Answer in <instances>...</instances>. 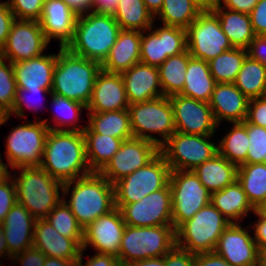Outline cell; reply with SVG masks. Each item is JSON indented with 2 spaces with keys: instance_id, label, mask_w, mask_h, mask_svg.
Here are the masks:
<instances>
[{
  "instance_id": "cell-1",
  "label": "cell",
  "mask_w": 266,
  "mask_h": 266,
  "mask_svg": "<svg viewBox=\"0 0 266 266\" xmlns=\"http://www.w3.org/2000/svg\"><path fill=\"white\" fill-rule=\"evenodd\" d=\"M40 167L61 183L93 173L86 158L84 133L49 130Z\"/></svg>"
},
{
  "instance_id": "cell-2",
  "label": "cell",
  "mask_w": 266,
  "mask_h": 266,
  "mask_svg": "<svg viewBox=\"0 0 266 266\" xmlns=\"http://www.w3.org/2000/svg\"><path fill=\"white\" fill-rule=\"evenodd\" d=\"M72 185L73 189L67 203L64 197L69 193ZM61 192L62 200L83 229L98 217L116 208L114 186L98 172L63 183Z\"/></svg>"
},
{
  "instance_id": "cell-3",
  "label": "cell",
  "mask_w": 266,
  "mask_h": 266,
  "mask_svg": "<svg viewBox=\"0 0 266 266\" xmlns=\"http://www.w3.org/2000/svg\"><path fill=\"white\" fill-rule=\"evenodd\" d=\"M121 27L110 13L91 11L78 15L69 52L102 64L115 44Z\"/></svg>"
},
{
  "instance_id": "cell-4",
  "label": "cell",
  "mask_w": 266,
  "mask_h": 266,
  "mask_svg": "<svg viewBox=\"0 0 266 266\" xmlns=\"http://www.w3.org/2000/svg\"><path fill=\"white\" fill-rule=\"evenodd\" d=\"M100 70L99 62L77 56L60 47L54 70L52 94L87 106Z\"/></svg>"
},
{
  "instance_id": "cell-5",
  "label": "cell",
  "mask_w": 266,
  "mask_h": 266,
  "mask_svg": "<svg viewBox=\"0 0 266 266\" xmlns=\"http://www.w3.org/2000/svg\"><path fill=\"white\" fill-rule=\"evenodd\" d=\"M16 169L21 170L20 177L11 176L14 180L17 203L22 204L36 220L45 219L62 200L59 188L62 189L63 183L52 178L40 166Z\"/></svg>"
},
{
  "instance_id": "cell-6",
  "label": "cell",
  "mask_w": 266,
  "mask_h": 266,
  "mask_svg": "<svg viewBox=\"0 0 266 266\" xmlns=\"http://www.w3.org/2000/svg\"><path fill=\"white\" fill-rule=\"evenodd\" d=\"M176 246L173 225L140 226L126 225L118 260L122 264L148 258L163 257Z\"/></svg>"
},
{
  "instance_id": "cell-7",
  "label": "cell",
  "mask_w": 266,
  "mask_h": 266,
  "mask_svg": "<svg viewBox=\"0 0 266 266\" xmlns=\"http://www.w3.org/2000/svg\"><path fill=\"white\" fill-rule=\"evenodd\" d=\"M211 203L176 230V246L193 254L214 252L222 232L230 225Z\"/></svg>"
},
{
  "instance_id": "cell-8",
  "label": "cell",
  "mask_w": 266,
  "mask_h": 266,
  "mask_svg": "<svg viewBox=\"0 0 266 266\" xmlns=\"http://www.w3.org/2000/svg\"><path fill=\"white\" fill-rule=\"evenodd\" d=\"M127 110L134 138L150 141L160 148L176 132L174 111L169 97L161 96L132 103ZM151 133H158L163 139L155 138Z\"/></svg>"
},
{
  "instance_id": "cell-9",
  "label": "cell",
  "mask_w": 266,
  "mask_h": 266,
  "mask_svg": "<svg viewBox=\"0 0 266 266\" xmlns=\"http://www.w3.org/2000/svg\"><path fill=\"white\" fill-rule=\"evenodd\" d=\"M170 167L159 152L149 163L113 184L115 204H131L169 183Z\"/></svg>"
},
{
  "instance_id": "cell-10",
  "label": "cell",
  "mask_w": 266,
  "mask_h": 266,
  "mask_svg": "<svg viewBox=\"0 0 266 266\" xmlns=\"http://www.w3.org/2000/svg\"><path fill=\"white\" fill-rule=\"evenodd\" d=\"M169 187L172 199V224L175 230L210 203L211 193L193 170H171Z\"/></svg>"
},
{
  "instance_id": "cell-11",
  "label": "cell",
  "mask_w": 266,
  "mask_h": 266,
  "mask_svg": "<svg viewBox=\"0 0 266 266\" xmlns=\"http://www.w3.org/2000/svg\"><path fill=\"white\" fill-rule=\"evenodd\" d=\"M213 135H192L174 132L159 148L170 170H194L218 153V146L209 139Z\"/></svg>"
},
{
  "instance_id": "cell-12",
  "label": "cell",
  "mask_w": 266,
  "mask_h": 266,
  "mask_svg": "<svg viewBox=\"0 0 266 266\" xmlns=\"http://www.w3.org/2000/svg\"><path fill=\"white\" fill-rule=\"evenodd\" d=\"M48 132L49 128L42 120L13 127L6 139L7 165L12 170L40 166Z\"/></svg>"
},
{
  "instance_id": "cell-13",
  "label": "cell",
  "mask_w": 266,
  "mask_h": 266,
  "mask_svg": "<svg viewBox=\"0 0 266 266\" xmlns=\"http://www.w3.org/2000/svg\"><path fill=\"white\" fill-rule=\"evenodd\" d=\"M186 40L191 57L205 62L233 48L212 10H203L191 22L186 28Z\"/></svg>"
},
{
  "instance_id": "cell-14",
  "label": "cell",
  "mask_w": 266,
  "mask_h": 266,
  "mask_svg": "<svg viewBox=\"0 0 266 266\" xmlns=\"http://www.w3.org/2000/svg\"><path fill=\"white\" fill-rule=\"evenodd\" d=\"M126 225L133 227L172 224V199L169 183L142 200L131 204H115Z\"/></svg>"
},
{
  "instance_id": "cell-15",
  "label": "cell",
  "mask_w": 266,
  "mask_h": 266,
  "mask_svg": "<svg viewBox=\"0 0 266 266\" xmlns=\"http://www.w3.org/2000/svg\"><path fill=\"white\" fill-rule=\"evenodd\" d=\"M48 44L39 21L15 19L0 55L19 63L42 55Z\"/></svg>"
},
{
  "instance_id": "cell-16",
  "label": "cell",
  "mask_w": 266,
  "mask_h": 266,
  "mask_svg": "<svg viewBox=\"0 0 266 266\" xmlns=\"http://www.w3.org/2000/svg\"><path fill=\"white\" fill-rule=\"evenodd\" d=\"M149 31L148 35L141 32V63L159 67L168 57L187 50L186 29L163 25Z\"/></svg>"
},
{
  "instance_id": "cell-17",
  "label": "cell",
  "mask_w": 266,
  "mask_h": 266,
  "mask_svg": "<svg viewBox=\"0 0 266 266\" xmlns=\"http://www.w3.org/2000/svg\"><path fill=\"white\" fill-rule=\"evenodd\" d=\"M158 153L159 147L150 141L134 137L124 140L117 153L99 173L114 184L145 166Z\"/></svg>"
},
{
  "instance_id": "cell-18",
  "label": "cell",
  "mask_w": 266,
  "mask_h": 266,
  "mask_svg": "<svg viewBox=\"0 0 266 266\" xmlns=\"http://www.w3.org/2000/svg\"><path fill=\"white\" fill-rule=\"evenodd\" d=\"M174 111L175 130L192 135H213L218 126L208 102L185 97L169 96Z\"/></svg>"
},
{
  "instance_id": "cell-19",
  "label": "cell",
  "mask_w": 266,
  "mask_h": 266,
  "mask_svg": "<svg viewBox=\"0 0 266 266\" xmlns=\"http://www.w3.org/2000/svg\"><path fill=\"white\" fill-rule=\"evenodd\" d=\"M126 224L119 208L98 217L83 229L82 250L91 246L96 253L119 257L120 243Z\"/></svg>"
},
{
  "instance_id": "cell-20",
  "label": "cell",
  "mask_w": 266,
  "mask_h": 266,
  "mask_svg": "<svg viewBox=\"0 0 266 266\" xmlns=\"http://www.w3.org/2000/svg\"><path fill=\"white\" fill-rule=\"evenodd\" d=\"M214 252L231 266H255L258 264L259 248L240 223H231L219 237Z\"/></svg>"
},
{
  "instance_id": "cell-21",
  "label": "cell",
  "mask_w": 266,
  "mask_h": 266,
  "mask_svg": "<svg viewBox=\"0 0 266 266\" xmlns=\"http://www.w3.org/2000/svg\"><path fill=\"white\" fill-rule=\"evenodd\" d=\"M129 102L120 73L100 70L96 76L91 99L87 105L89 112H106L128 109Z\"/></svg>"
},
{
  "instance_id": "cell-22",
  "label": "cell",
  "mask_w": 266,
  "mask_h": 266,
  "mask_svg": "<svg viewBox=\"0 0 266 266\" xmlns=\"http://www.w3.org/2000/svg\"><path fill=\"white\" fill-rule=\"evenodd\" d=\"M77 17L64 0H46L39 20L46 40L57 39L65 48L72 40Z\"/></svg>"
},
{
  "instance_id": "cell-23",
  "label": "cell",
  "mask_w": 266,
  "mask_h": 266,
  "mask_svg": "<svg viewBox=\"0 0 266 266\" xmlns=\"http://www.w3.org/2000/svg\"><path fill=\"white\" fill-rule=\"evenodd\" d=\"M83 238H67L58 233L46 220H36L33 247L48 257L79 260Z\"/></svg>"
},
{
  "instance_id": "cell-24",
  "label": "cell",
  "mask_w": 266,
  "mask_h": 266,
  "mask_svg": "<svg viewBox=\"0 0 266 266\" xmlns=\"http://www.w3.org/2000/svg\"><path fill=\"white\" fill-rule=\"evenodd\" d=\"M121 76L129 104L164 96L156 66L139 62L121 73Z\"/></svg>"
},
{
  "instance_id": "cell-25",
  "label": "cell",
  "mask_w": 266,
  "mask_h": 266,
  "mask_svg": "<svg viewBox=\"0 0 266 266\" xmlns=\"http://www.w3.org/2000/svg\"><path fill=\"white\" fill-rule=\"evenodd\" d=\"M208 103L218 126L222 119L235 123L247 118L249 99L233 83H217Z\"/></svg>"
},
{
  "instance_id": "cell-26",
  "label": "cell",
  "mask_w": 266,
  "mask_h": 266,
  "mask_svg": "<svg viewBox=\"0 0 266 266\" xmlns=\"http://www.w3.org/2000/svg\"><path fill=\"white\" fill-rule=\"evenodd\" d=\"M35 222L36 219L22 204L16 202L10 209L2 224L12 257L33 247Z\"/></svg>"
},
{
  "instance_id": "cell-27",
  "label": "cell",
  "mask_w": 266,
  "mask_h": 266,
  "mask_svg": "<svg viewBox=\"0 0 266 266\" xmlns=\"http://www.w3.org/2000/svg\"><path fill=\"white\" fill-rule=\"evenodd\" d=\"M57 54H42L13 64L17 89H51Z\"/></svg>"
},
{
  "instance_id": "cell-28",
  "label": "cell",
  "mask_w": 266,
  "mask_h": 266,
  "mask_svg": "<svg viewBox=\"0 0 266 266\" xmlns=\"http://www.w3.org/2000/svg\"><path fill=\"white\" fill-rule=\"evenodd\" d=\"M141 31L121 30L101 69L110 73H123L140 62Z\"/></svg>"
},
{
  "instance_id": "cell-29",
  "label": "cell",
  "mask_w": 266,
  "mask_h": 266,
  "mask_svg": "<svg viewBox=\"0 0 266 266\" xmlns=\"http://www.w3.org/2000/svg\"><path fill=\"white\" fill-rule=\"evenodd\" d=\"M193 171L203 186L212 194L237 180L238 166L217 153L213 158L197 166Z\"/></svg>"
},
{
  "instance_id": "cell-30",
  "label": "cell",
  "mask_w": 266,
  "mask_h": 266,
  "mask_svg": "<svg viewBox=\"0 0 266 266\" xmlns=\"http://www.w3.org/2000/svg\"><path fill=\"white\" fill-rule=\"evenodd\" d=\"M212 11L217 15L221 29L232 47L247 49L256 36L249 14L230 9L226 11L222 6H215Z\"/></svg>"
},
{
  "instance_id": "cell-31",
  "label": "cell",
  "mask_w": 266,
  "mask_h": 266,
  "mask_svg": "<svg viewBox=\"0 0 266 266\" xmlns=\"http://www.w3.org/2000/svg\"><path fill=\"white\" fill-rule=\"evenodd\" d=\"M210 203L217 208L230 223H239L242 218L247 216L249 211H255L248 201L241 184L237 180L224 189L213 192L211 194ZM239 218L241 219L239 220Z\"/></svg>"
},
{
  "instance_id": "cell-32",
  "label": "cell",
  "mask_w": 266,
  "mask_h": 266,
  "mask_svg": "<svg viewBox=\"0 0 266 266\" xmlns=\"http://www.w3.org/2000/svg\"><path fill=\"white\" fill-rule=\"evenodd\" d=\"M217 82L211 75L208 62L194 57L189 58L184 88L180 95L209 102Z\"/></svg>"
},
{
  "instance_id": "cell-33",
  "label": "cell",
  "mask_w": 266,
  "mask_h": 266,
  "mask_svg": "<svg viewBox=\"0 0 266 266\" xmlns=\"http://www.w3.org/2000/svg\"><path fill=\"white\" fill-rule=\"evenodd\" d=\"M86 158L92 172H100L117 153L123 139L94 133L87 125L83 130Z\"/></svg>"
},
{
  "instance_id": "cell-34",
  "label": "cell",
  "mask_w": 266,
  "mask_h": 266,
  "mask_svg": "<svg viewBox=\"0 0 266 266\" xmlns=\"http://www.w3.org/2000/svg\"><path fill=\"white\" fill-rule=\"evenodd\" d=\"M88 127L97 134L127 140L133 138L130 116L127 109L106 112H89Z\"/></svg>"
},
{
  "instance_id": "cell-35",
  "label": "cell",
  "mask_w": 266,
  "mask_h": 266,
  "mask_svg": "<svg viewBox=\"0 0 266 266\" xmlns=\"http://www.w3.org/2000/svg\"><path fill=\"white\" fill-rule=\"evenodd\" d=\"M121 30H149L154 23V15L143 0H119L112 13Z\"/></svg>"
},
{
  "instance_id": "cell-36",
  "label": "cell",
  "mask_w": 266,
  "mask_h": 266,
  "mask_svg": "<svg viewBox=\"0 0 266 266\" xmlns=\"http://www.w3.org/2000/svg\"><path fill=\"white\" fill-rule=\"evenodd\" d=\"M237 181L254 209L266 200V163H243L238 166Z\"/></svg>"
},
{
  "instance_id": "cell-37",
  "label": "cell",
  "mask_w": 266,
  "mask_h": 266,
  "mask_svg": "<svg viewBox=\"0 0 266 266\" xmlns=\"http://www.w3.org/2000/svg\"><path fill=\"white\" fill-rule=\"evenodd\" d=\"M188 50L168 57L158 68L163 95L166 97L180 94L184 88L189 58Z\"/></svg>"
},
{
  "instance_id": "cell-38",
  "label": "cell",
  "mask_w": 266,
  "mask_h": 266,
  "mask_svg": "<svg viewBox=\"0 0 266 266\" xmlns=\"http://www.w3.org/2000/svg\"><path fill=\"white\" fill-rule=\"evenodd\" d=\"M233 84L249 100L266 96V67L247 56Z\"/></svg>"
},
{
  "instance_id": "cell-39",
  "label": "cell",
  "mask_w": 266,
  "mask_h": 266,
  "mask_svg": "<svg viewBox=\"0 0 266 266\" xmlns=\"http://www.w3.org/2000/svg\"><path fill=\"white\" fill-rule=\"evenodd\" d=\"M247 49L232 48L208 62L209 70L217 83H233L240 71Z\"/></svg>"
},
{
  "instance_id": "cell-40",
  "label": "cell",
  "mask_w": 266,
  "mask_h": 266,
  "mask_svg": "<svg viewBox=\"0 0 266 266\" xmlns=\"http://www.w3.org/2000/svg\"><path fill=\"white\" fill-rule=\"evenodd\" d=\"M203 10L193 0H164L160 17L163 25L186 29Z\"/></svg>"
},
{
  "instance_id": "cell-41",
  "label": "cell",
  "mask_w": 266,
  "mask_h": 266,
  "mask_svg": "<svg viewBox=\"0 0 266 266\" xmlns=\"http://www.w3.org/2000/svg\"><path fill=\"white\" fill-rule=\"evenodd\" d=\"M233 124L234 127L219 142L218 153L229 162L240 166L247 158L249 137L243 122H235Z\"/></svg>"
},
{
  "instance_id": "cell-42",
  "label": "cell",
  "mask_w": 266,
  "mask_h": 266,
  "mask_svg": "<svg viewBox=\"0 0 266 266\" xmlns=\"http://www.w3.org/2000/svg\"><path fill=\"white\" fill-rule=\"evenodd\" d=\"M52 96V103L55 108L56 115L54 116V121L56 124L55 127L51 126L47 123L48 119L42 120L46 126L49 128V130H55V131H82L85 129V127L80 129V126L75 125L76 122L79 120V116L81 113V109H87V106L83 105L82 103L78 101H74L71 99H67L63 96H59L57 94H51ZM58 114V115H57ZM61 114V115H60ZM72 125L70 128H65V126ZM75 125V127L73 126ZM59 126V127H57ZM64 127V128H63Z\"/></svg>"
},
{
  "instance_id": "cell-43",
  "label": "cell",
  "mask_w": 266,
  "mask_h": 266,
  "mask_svg": "<svg viewBox=\"0 0 266 266\" xmlns=\"http://www.w3.org/2000/svg\"><path fill=\"white\" fill-rule=\"evenodd\" d=\"M45 219L64 237L83 238V228L63 200L48 213Z\"/></svg>"
},
{
  "instance_id": "cell-44",
  "label": "cell",
  "mask_w": 266,
  "mask_h": 266,
  "mask_svg": "<svg viewBox=\"0 0 266 266\" xmlns=\"http://www.w3.org/2000/svg\"><path fill=\"white\" fill-rule=\"evenodd\" d=\"M0 55V109L8 113L12 109L17 85L14 77L13 64Z\"/></svg>"
},
{
  "instance_id": "cell-45",
  "label": "cell",
  "mask_w": 266,
  "mask_h": 266,
  "mask_svg": "<svg viewBox=\"0 0 266 266\" xmlns=\"http://www.w3.org/2000/svg\"><path fill=\"white\" fill-rule=\"evenodd\" d=\"M249 137V147L244 163H264L266 154V128L256 126L244 120Z\"/></svg>"
},
{
  "instance_id": "cell-46",
  "label": "cell",
  "mask_w": 266,
  "mask_h": 266,
  "mask_svg": "<svg viewBox=\"0 0 266 266\" xmlns=\"http://www.w3.org/2000/svg\"><path fill=\"white\" fill-rule=\"evenodd\" d=\"M15 19L39 21L43 12V0H9Z\"/></svg>"
},
{
  "instance_id": "cell-47",
  "label": "cell",
  "mask_w": 266,
  "mask_h": 266,
  "mask_svg": "<svg viewBox=\"0 0 266 266\" xmlns=\"http://www.w3.org/2000/svg\"><path fill=\"white\" fill-rule=\"evenodd\" d=\"M42 93H50L52 94L51 89H17V93L15 95L14 103L12 105V109L7 113L8 116H10L12 113L15 114L16 116H19L22 118L25 116L23 113V108L26 106L27 108H30L32 110H38L37 106L35 104H31L29 98L27 97L26 94H32L34 97ZM24 105V107H23ZM37 105V104H36ZM39 105V104H38Z\"/></svg>"
},
{
  "instance_id": "cell-48",
  "label": "cell",
  "mask_w": 266,
  "mask_h": 266,
  "mask_svg": "<svg viewBox=\"0 0 266 266\" xmlns=\"http://www.w3.org/2000/svg\"><path fill=\"white\" fill-rule=\"evenodd\" d=\"M11 175L0 183V222L2 223L10 209L16 204V191Z\"/></svg>"
},
{
  "instance_id": "cell-49",
  "label": "cell",
  "mask_w": 266,
  "mask_h": 266,
  "mask_svg": "<svg viewBox=\"0 0 266 266\" xmlns=\"http://www.w3.org/2000/svg\"><path fill=\"white\" fill-rule=\"evenodd\" d=\"M246 120L256 126L266 128V96L249 100Z\"/></svg>"
},
{
  "instance_id": "cell-50",
  "label": "cell",
  "mask_w": 266,
  "mask_h": 266,
  "mask_svg": "<svg viewBox=\"0 0 266 266\" xmlns=\"http://www.w3.org/2000/svg\"><path fill=\"white\" fill-rule=\"evenodd\" d=\"M165 266H195V254L175 246L164 255Z\"/></svg>"
},
{
  "instance_id": "cell-51",
  "label": "cell",
  "mask_w": 266,
  "mask_h": 266,
  "mask_svg": "<svg viewBox=\"0 0 266 266\" xmlns=\"http://www.w3.org/2000/svg\"><path fill=\"white\" fill-rule=\"evenodd\" d=\"M249 16L255 35H266V0H259Z\"/></svg>"
},
{
  "instance_id": "cell-52",
  "label": "cell",
  "mask_w": 266,
  "mask_h": 266,
  "mask_svg": "<svg viewBox=\"0 0 266 266\" xmlns=\"http://www.w3.org/2000/svg\"><path fill=\"white\" fill-rule=\"evenodd\" d=\"M15 17L7 1L0 2V50L6 43L8 34Z\"/></svg>"
},
{
  "instance_id": "cell-53",
  "label": "cell",
  "mask_w": 266,
  "mask_h": 266,
  "mask_svg": "<svg viewBox=\"0 0 266 266\" xmlns=\"http://www.w3.org/2000/svg\"><path fill=\"white\" fill-rule=\"evenodd\" d=\"M14 263L19 261L22 266H43L46 260V255L35 247H30L12 257ZM16 260V261H15Z\"/></svg>"
},
{
  "instance_id": "cell-54",
  "label": "cell",
  "mask_w": 266,
  "mask_h": 266,
  "mask_svg": "<svg viewBox=\"0 0 266 266\" xmlns=\"http://www.w3.org/2000/svg\"><path fill=\"white\" fill-rule=\"evenodd\" d=\"M247 54L266 67V35H256L247 48Z\"/></svg>"
},
{
  "instance_id": "cell-55",
  "label": "cell",
  "mask_w": 266,
  "mask_h": 266,
  "mask_svg": "<svg viewBox=\"0 0 266 266\" xmlns=\"http://www.w3.org/2000/svg\"><path fill=\"white\" fill-rule=\"evenodd\" d=\"M83 253L84 250L81 251L78 266H119L120 264L118 258L113 255L96 253L83 265Z\"/></svg>"
},
{
  "instance_id": "cell-56",
  "label": "cell",
  "mask_w": 266,
  "mask_h": 266,
  "mask_svg": "<svg viewBox=\"0 0 266 266\" xmlns=\"http://www.w3.org/2000/svg\"><path fill=\"white\" fill-rule=\"evenodd\" d=\"M258 1L259 0H218L216 6H222V8L226 7V10L230 9L249 14L254 9Z\"/></svg>"
},
{
  "instance_id": "cell-57",
  "label": "cell",
  "mask_w": 266,
  "mask_h": 266,
  "mask_svg": "<svg viewBox=\"0 0 266 266\" xmlns=\"http://www.w3.org/2000/svg\"><path fill=\"white\" fill-rule=\"evenodd\" d=\"M195 266H231L215 252L195 254Z\"/></svg>"
},
{
  "instance_id": "cell-58",
  "label": "cell",
  "mask_w": 266,
  "mask_h": 266,
  "mask_svg": "<svg viewBox=\"0 0 266 266\" xmlns=\"http://www.w3.org/2000/svg\"><path fill=\"white\" fill-rule=\"evenodd\" d=\"M252 213L259 216V220L253 224V227H255V235H253V239L255 240L259 249H264L266 248V218H263L256 210Z\"/></svg>"
},
{
  "instance_id": "cell-59",
  "label": "cell",
  "mask_w": 266,
  "mask_h": 266,
  "mask_svg": "<svg viewBox=\"0 0 266 266\" xmlns=\"http://www.w3.org/2000/svg\"><path fill=\"white\" fill-rule=\"evenodd\" d=\"M91 11L112 14L119 0H91Z\"/></svg>"
},
{
  "instance_id": "cell-60",
  "label": "cell",
  "mask_w": 266,
  "mask_h": 266,
  "mask_svg": "<svg viewBox=\"0 0 266 266\" xmlns=\"http://www.w3.org/2000/svg\"><path fill=\"white\" fill-rule=\"evenodd\" d=\"M68 6L77 14H85L91 10V0H64Z\"/></svg>"
},
{
  "instance_id": "cell-61",
  "label": "cell",
  "mask_w": 266,
  "mask_h": 266,
  "mask_svg": "<svg viewBox=\"0 0 266 266\" xmlns=\"http://www.w3.org/2000/svg\"><path fill=\"white\" fill-rule=\"evenodd\" d=\"M43 266H78V260H68L46 256Z\"/></svg>"
},
{
  "instance_id": "cell-62",
  "label": "cell",
  "mask_w": 266,
  "mask_h": 266,
  "mask_svg": "<svg viewBox=\"0 0 266 266\" xmlns=\"http://www.w3.org/2000/svg\"><path fill=\"white\" fill-rule=\"evenodd\" d=\"M129 265L130 266H165L164 256L135 261V262L130 263Z\"/></svg>"
},
{
  "instance_id": "cell-63",
  "label": "cell",
  "mask_w": 266,
  "mask_h": 266,
  "mask_svg": "<svg viewBox=\"0 0 266 266\" xmlns=\"http://www.w3.org/2000/svg\"><path fill=\"white\" fill-rule=\"evenodd\" d=\"M163 1L164 0H143L147 9L154 15V17L162 9Z\"/></svg>"
},
{
  "instance_id": "cell-64",
  "label": "cell",
  "mask_w": 266,
  "mask_h": 266,
  "mask_svg": "<svg viewBox=\"0 0 266 266\" xmlns=\"http://www.w3.org/2000/svg\"><path fill=\"white\" fill-rule=\"evenodd\" d=\"M6 252V254H5ZM6 255L8 258L12 259V256L9 254V250H8V244L6 241V238L4 236V232H3V224L0 222V258ZM1 262H0V266H1Z\"/></svg>"
},
{
  "instance_id": "cell-65",
  "label": "cell",
  "mask_w": 266,
  "mask_h": 266,
  "mask_svg": "<svg viewBox=\"0 0 266 266\" xmlns=\"http://www.w3.org/2000/svg\"><path fill=\"white\" fill-rule=\"evenodd\" d=\"M202 10H212L218 0H193Z\"/></svg>"
},
{
  "instance_id": "cell-66",
  "label": "cell",
  "mask_w": 266,
  "mask_h": 266,
  "mask_svg": "<svg viewBox=\"0 0 266 266\" xmlns=\"http://www.w3.org/2000/svg\"><path fill=\"white\" fill-rule=\"evenodd\" d=\"M8 165L2 162V158L0 155V183L6 180L10 176V172L8 171Z\"/></svg>"
},
{
  "instance_id": "cell-67",
  "label": "cell",
  "mask_w": 266,
  "mask_h": 266,
  "mask_svg": "<svg viewBox=\"0 0 266 266\" xmlns=\"http://www.w3.org/2000/svg\"><path fill=\"white\" fill-rule=\"evenodd\" d=\"M258 265L266 266V248L259 249Z\"/></svg>"
},
{
  "instance_id": "cell-68",
  "label": "cell",
  "mask_w": 266,
  "mask_h": 266,
  "mask_svg": "<svg viewBox=\"0 0 266 266\" xmlns=\"http://www.w3.org/2000/svg\"><path fill=\"white\" fill-rule=\"evenodd\" d=\"M263 218H266V200L255 209Z\"/></svg>"
},
{
  "instance_id": "cell-69",
  "label": "cell",
  "mask_w": 266,
  "mask_h": 266,
  "mask_svg": "<svg viewBox=\"0 0 266 266\" xmlns=\"http://www.w3.org/2000/svg\"><path fill=\"white\" fill-rule=\"evenodd\" d=\"M9 118L10 116H8L5 111L0 109V126L4 124Z\"/></svg>"
},
{
  "instance_id": "cell-70",
  "label": "cell",
  "mask_w": 266,
  "mask_h": 266,
  "mask_svg": "<svg viewBox=\"0 0 266 266\" xmlns=\"http://www.w3.org/2000/svg\"><path fill=\"white\" fill-rule=\"evenodd\" d=\"M119 266H130L129 264H122L120 263Z\"/></svg>"
}]
</instances>
